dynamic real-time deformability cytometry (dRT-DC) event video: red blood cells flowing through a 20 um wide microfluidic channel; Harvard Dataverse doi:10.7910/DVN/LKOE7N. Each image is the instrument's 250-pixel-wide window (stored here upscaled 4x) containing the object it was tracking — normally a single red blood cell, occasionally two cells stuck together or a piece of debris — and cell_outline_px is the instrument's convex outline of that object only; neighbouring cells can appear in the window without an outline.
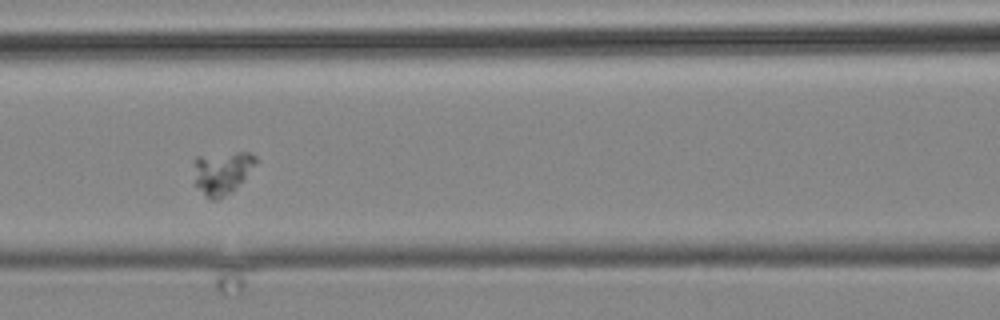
{"species": "common noctule bat (a hibernating species)", "species_latin": "Nyctalus noctula", "temperature_condition": "cold", "stored_images_in_passage": 9, "camera_frame_rate_fps": 3000, "um_per_image_px": 0.085, "animal": {"sex": "male", "body_mass_g": 19.2, "forearm_length_mm": 51.8}, "frame": {"image": 1, "passage_image": 4, "time_ms": 3.333, "image_size_px": [1000, 320], "cell_outline_px": [[256, 164], [228, 192], [216, 200], [212, 200], [196, 184], [192, 160], [196, 156], [236, 152], [252, 152], [256, 156]], "centroid_in_image_um": [18.83, 14.59], "position_along_channel_um": 147.8, "area_um2": 14.85}}
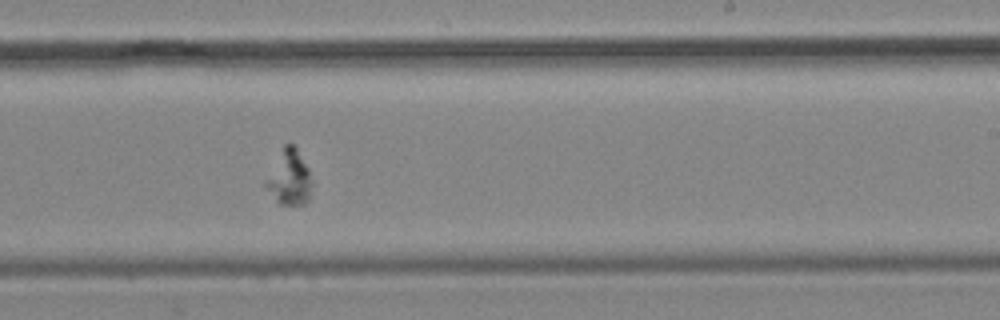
{"frame": {"image": 2, "passage_image": 7, "time_ms": 7.0, "image_size_px": [1000, 320], "cell_outline_px": [[312, 184], [308, 200], [304, 204], [280, 204], [276, 200], [264, 184], [284, 144], [292, 144], [296, 148], [308, 168], [312, 180]], "centroid_in_image_um": [24.62, 15.11], "position_along_channel_um": 264.4, "area_um2": 14.28}}
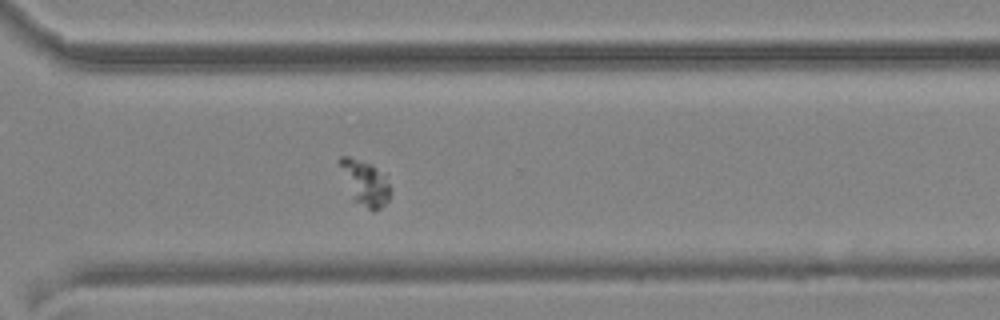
{"frame": {"image": 3, "passage_image": 9, "time_ms": 9.333, "image_size_px": [1000, 320], "cell_outline_px": [[392, 192], [388, 200], [376, 212], [372, 212], [352, 200], [336, 160], [340, 156], [348, 156], [372, 164], [384, 176], [392, 188]], "centroid_in_image_um": [31.0, 15.56], "position_along_channel_um": 339.6, "area_um2": 13.64}}